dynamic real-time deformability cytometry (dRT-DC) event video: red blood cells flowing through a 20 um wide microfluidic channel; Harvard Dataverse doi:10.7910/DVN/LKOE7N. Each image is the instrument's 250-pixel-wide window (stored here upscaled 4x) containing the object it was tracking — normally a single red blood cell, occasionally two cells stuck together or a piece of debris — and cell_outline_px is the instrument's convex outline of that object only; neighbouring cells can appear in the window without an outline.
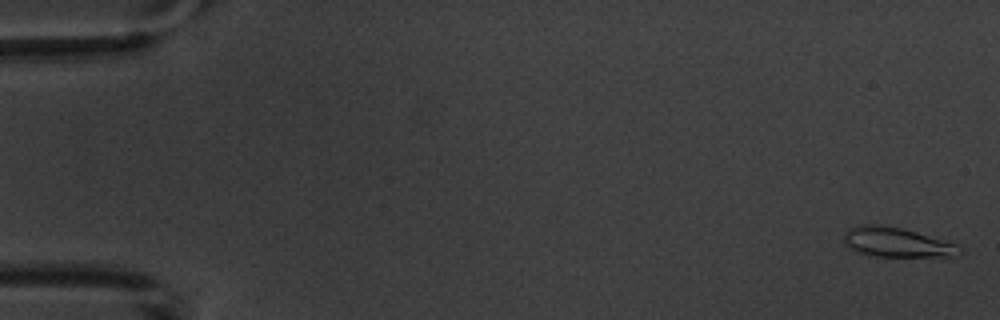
{"species": "common noctule bat (a hibernating species)", "species_latin": "Nyctalus noctula", "temperature_condition": "warm", "stored_images_in_passage": 5, "camera_frame_rate_fps": 3000, "um_per_image_px": 0.085, "animal": {"sex": "male", "body_mass_g": 20.1, "forearm_length_mm": 53.5}, "frame": {"image": 1, "passage_image": 1, "time_ms": 0.0, "image_size_px": [1000, 320], "cell_outline_px": [[964, 252], [960, 256], [868, 256], [848, 248], [844, 244], [844, 236], [848, 228], [864, 224], [872, 224], [900, 228], [916, 232], [956, 244]], "centroid_in_image_um": [76.2, 20.61], "position_along_channel_um": 8.8, "area_um2": 19.83}}